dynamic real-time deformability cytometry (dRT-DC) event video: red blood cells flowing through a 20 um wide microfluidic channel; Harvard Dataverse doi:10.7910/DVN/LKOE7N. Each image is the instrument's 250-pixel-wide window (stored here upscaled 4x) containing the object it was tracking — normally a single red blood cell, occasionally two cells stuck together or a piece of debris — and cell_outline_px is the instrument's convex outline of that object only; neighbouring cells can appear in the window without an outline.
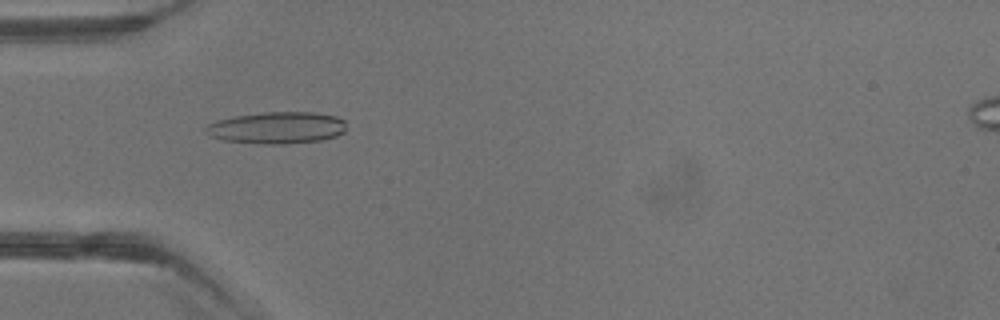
{"species": "common noctule bat (a hibernating species)", "species_latin": "Nyctalus noctula", "temperature_condition": "warm", "stored_images_in_passage": 5, "camera_frame_rate_fps": 3000, "um_per_image_px": 0.085, "animal": {"sex": "male", "body_mass_g": 13.3}, "frame": {"image": 1, "passage_image": 4, "time_ms": 3.667, "image_size_px": [1000, 320], "cell_outline_px": [[344, 132], [336, 136], [320, 140], [288, 144], [260, 144], [224, 140], [212, 136], [204, 132], [204, 128], [208, 124], [216, 120], [236, 116], [264, 112], [316, 112], [336, 116], [344, 120]], "centroid_in_image_um": [23.53, 10.86], "position_along_channel_um": 61.5, "area_um2": 26.13}}
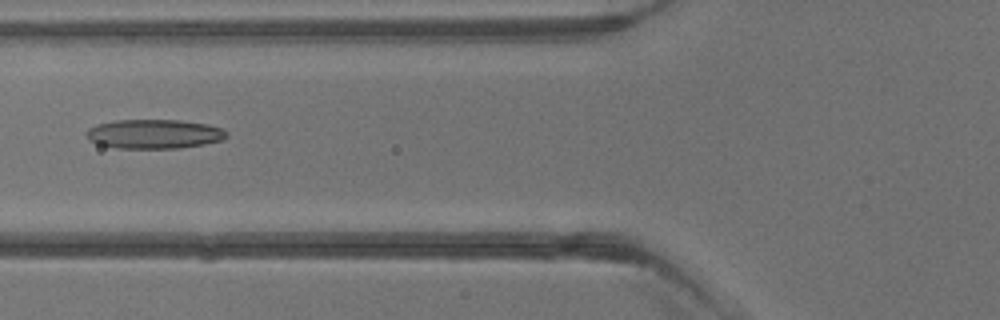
{"frame": {"image": 2, "passage_image": 5, "time_ms": 4.667, "image_size_px": [1000, 320], "cell_outline_px": [[228, 136], [224, 140], [204, 144], [180, 148], [116, 148], [96, 144], [88, 140], [84, 136], [84, 132], [88, 128], [96, 124], [116, 120], [180, 120], [208, 124], [220, 128], [228, 132]], "centroid_in_image_um": [13.06, 11.39], "position_along_channel_um": 112.7, "area_um2": 24.28}}